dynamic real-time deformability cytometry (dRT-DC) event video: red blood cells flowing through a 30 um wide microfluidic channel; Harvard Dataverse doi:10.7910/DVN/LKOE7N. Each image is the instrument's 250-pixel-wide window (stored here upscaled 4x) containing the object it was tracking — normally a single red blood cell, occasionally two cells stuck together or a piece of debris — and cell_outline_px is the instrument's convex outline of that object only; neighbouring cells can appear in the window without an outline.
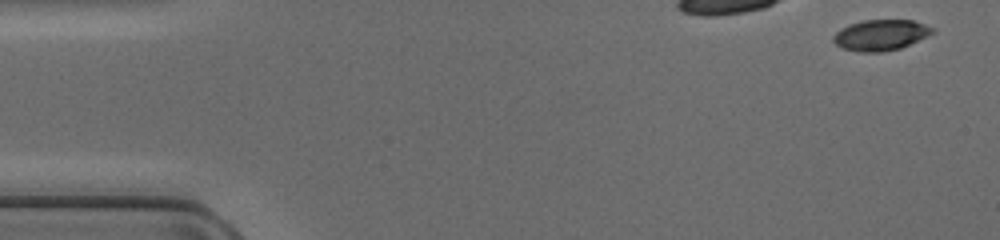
{"species": "common noctule bat (a hibernating species)", "species_latin": "Nyctalus noctula", "temperature_condition": "cold", "stored_images_in_passage": 7, "camera_frame_rate_fps": 3000, "um_per_image_px": 0.085, "animal": {"sex": "female", "body_mass_g": 17.0, "forearm_length_mm": 48.0}, "frame": {"image": 1, "passage_image": 1, "time_ms": 0.0, "image_size_px": [1000, 240], "cell_outline_px": [[936, 32], [928, 36], [900, 48], [884, 52], [860, 52], [840, 48], [832, 40], [832, 36], [840, 28], [848, 24], [864, 20], [912, 20], [936, 28]], "centroid_in_image_um": [74.85, 2.98], "position_along_channel_um": 10.1, "area_um2": 18.03}}